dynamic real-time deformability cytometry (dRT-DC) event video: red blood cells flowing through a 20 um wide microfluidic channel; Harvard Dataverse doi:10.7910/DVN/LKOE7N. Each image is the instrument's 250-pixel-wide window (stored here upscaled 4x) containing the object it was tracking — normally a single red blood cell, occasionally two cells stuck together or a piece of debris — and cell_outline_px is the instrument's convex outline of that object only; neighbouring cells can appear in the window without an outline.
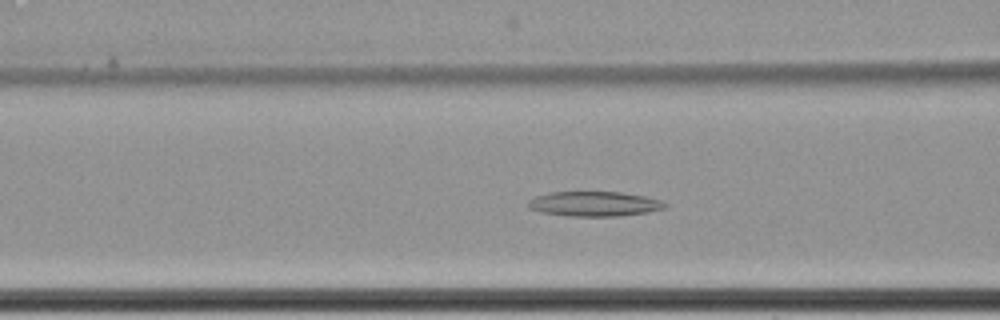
{"species": "common noctule bat (a hibernating species)", "species_latin": "Nyctalus noctula", "temperature_condition": "cold", "stored_images_in_passage": 61, "camera_frame_rate_fps": 3000, "um_per_image_px": 0.085, "animal": {"sex": "female", "body_mass_g": 22.7, "forearm_length_mm": 54.2}, "frame": {"image": 1, "passage_image": 25, "time_ms": 8.0, "image_size_px": [1000, 320], "cell_outline_px": [[668, 208], [648, 212], [620, 216], [568, 216], [540, 212], [528, 208], [528, 200], [536, 196], [552, 192], [620, 192], [644, 196], [660, 200], [668, 204]], "centroid_in_image_um": [50.53, 17.33], "position_along_channel_um": 116.1, "area_um2": 19.88}}
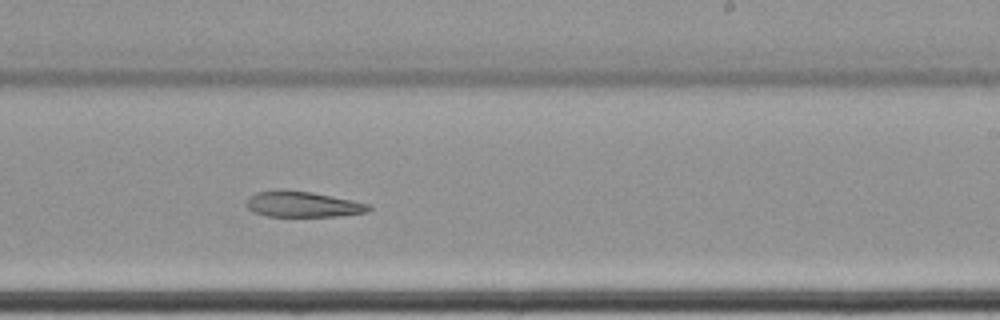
{"frame": {"image": 2, "passage_image": 38, "time_ms": 12.333, "image_size_px": [1000, 320], "cell_outline_px": [[372, 208], [368, 212], [336, 216], [264, 216], [252, 212], [244, 204], [248, 196], [256, 192], [312, 192], [332, 196], [368, 204]], "centroid_in_image_um": [25.71, 17.4], "position_along_channel_um": 263.3, "area_um2": 17.8}}
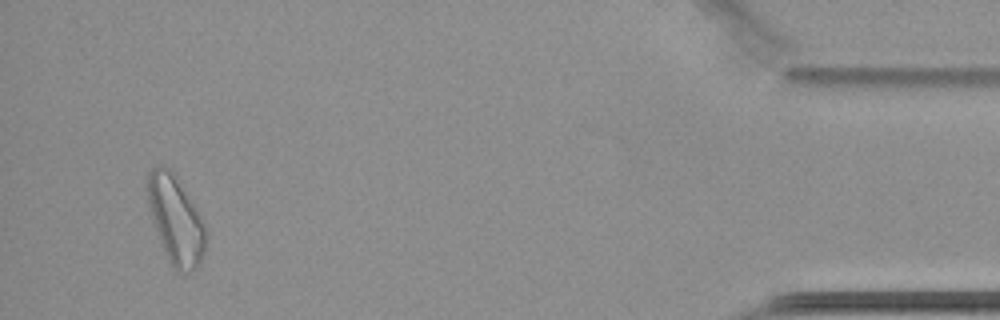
{"frame": {"image": 3, "passage_image": 58, "time_ms": 19.0, "image_size_px": [1000, 320], "cell_outline_px": [[208, 240], [200, 264], [192, 272], [180, 276], [176, 272], [168, 260], [148, 212], [144, 188], [144, 184], [148, 172], [156, 164], [164, 164], [172, 168], [176, 172], [200, 212], [208, 228]], "centroid_in_image_um": [14.93, 18.62], "position_along_channel_um": 420.3, "area_um2": 32.14}}